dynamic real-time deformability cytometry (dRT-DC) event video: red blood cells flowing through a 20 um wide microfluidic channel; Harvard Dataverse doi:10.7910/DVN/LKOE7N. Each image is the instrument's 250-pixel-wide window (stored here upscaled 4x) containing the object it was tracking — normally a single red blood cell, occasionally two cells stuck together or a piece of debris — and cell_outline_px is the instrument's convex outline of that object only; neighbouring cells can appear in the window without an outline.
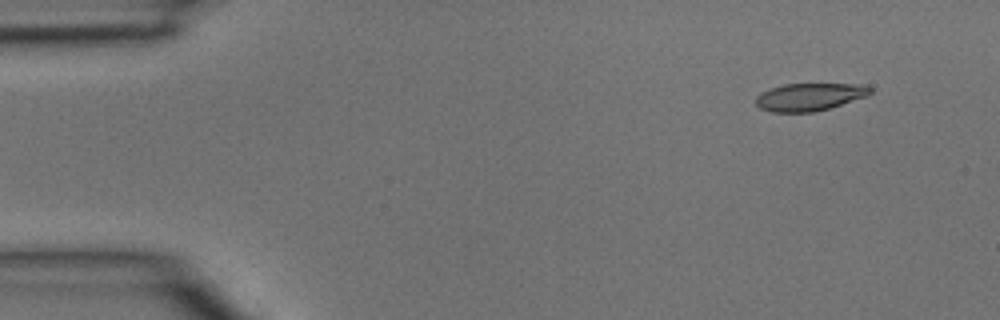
{"species": "common noctule bat (a hibernating species)", "species_latin": "Nyctalus noctula", "temperature_condition": "room temperature", "stored_images_in_passage": 4, "camera_frame_rate_fps": 3000, "um_per_image_px": 0.085, "animal": {"sex": "male", "body_mass_g": 15.6}, "frame": {"image": 1, "passage_image": 1, "time_ms": 0.0, "image_size_px": [1000, 320], "cell_outline_px": [[872, 92], [868, 96], [828, 108], [812, 112], [772, 112], [760, 108], [756, 104], [756, 96], [760, 92], [784, 84], [868, 84], [872, 88]], "centroid_in_image_um": [68.83, 8.23], "position_along_channel_um": 16.2, "area_um2": 18.44}}
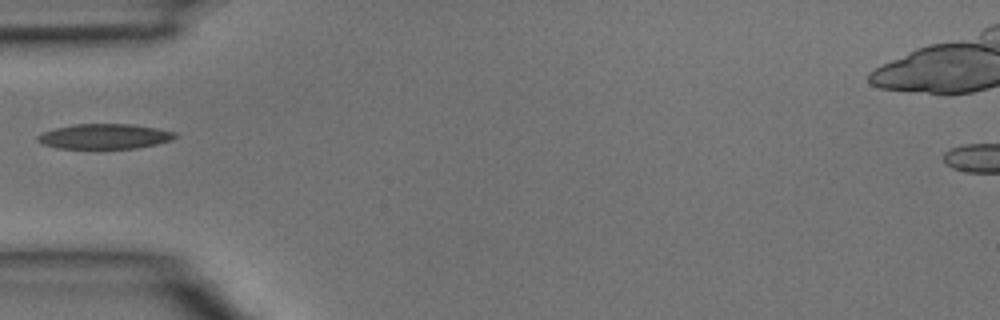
{"frame": {"image": 2, "passage_image": 4, "time_ms": 1.0, "image_size_px": [1000, 320], "cell_outline_px": [[176, 136], [172, 140], [156, 144], [136, 148], [56, 148], [40, 144], [36, 140], [36, 136], [44, 132], [56, 128], [76, 124], [132, 124], [156, 128], [176, 132]], "centroid_in_image_um": [8.86, 11.59], "position_along_channel_um": 76.1, "area_um2": 20.0}}